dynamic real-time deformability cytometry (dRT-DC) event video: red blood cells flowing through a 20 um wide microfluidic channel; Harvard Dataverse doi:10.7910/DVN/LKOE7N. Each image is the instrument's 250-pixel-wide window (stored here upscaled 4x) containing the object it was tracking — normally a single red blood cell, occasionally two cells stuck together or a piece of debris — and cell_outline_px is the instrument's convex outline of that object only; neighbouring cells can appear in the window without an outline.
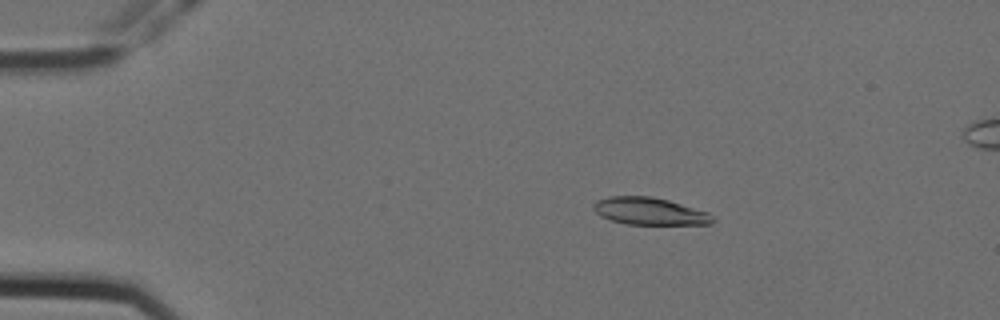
{"species": "Egyptian fruit bat (a non-hibernating species)", "species_latin": "Rousettus aegyptiacus", "temperature_condition": "cold", "stored_images_in_passage": 6, "camera_frame_rate_fps": 3000, "um_per_image_px": 0.085, "animal": {"sex": "female"}, "frame": {"image": 1, "passage_image": 4, "time_ms": 1.0, "image_size_px": [1000, 320], "cell_outline_px": [[716, 220], [712, 224], [628, 224], [612, 220], [600, 216], [592, 208], [592, 204], [596, 200], [612, 196], [652, 196], [668, 200], [708, 212]], "centroid_in_image_um": [55.2, 17.95], "position_along_channel_um": 29.8, "area_um2": 18.9}}